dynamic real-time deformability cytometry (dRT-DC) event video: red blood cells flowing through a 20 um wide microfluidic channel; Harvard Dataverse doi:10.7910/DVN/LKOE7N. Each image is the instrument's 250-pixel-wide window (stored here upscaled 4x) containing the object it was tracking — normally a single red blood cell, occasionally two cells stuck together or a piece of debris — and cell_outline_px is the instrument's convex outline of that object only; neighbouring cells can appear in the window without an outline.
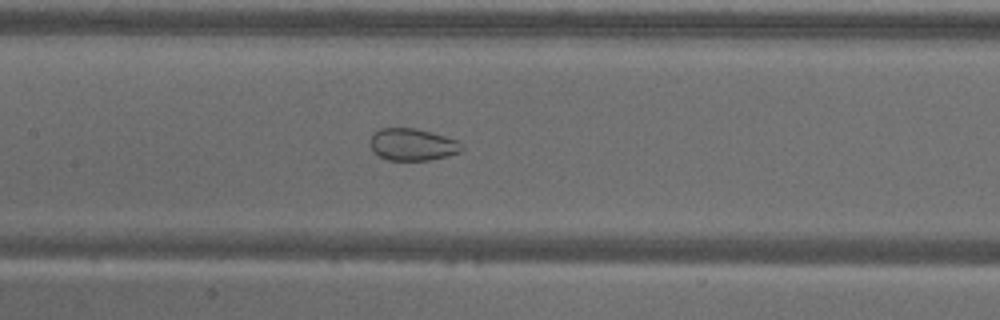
{"species": "common noctule bat (a hibernating species)", "species_latin": "Nyctalus noctula", "temperature_condition": "warm", "stored_images_in_passage": 57, "camera_frame_rate_fps": 3000, "um_per_image_px": 0.085, "animal": {"sex": "male", "body_mass_g": 18.8}, "frame": {"image": 1, "passage_image": 27, "time_ms": 8.667, "image_size_px": [1000, 320], "cell_outline_px": [[464, 148], [460, 152], [448, 156], [428, 160], [388, 160], [372, 152], [368, 144], [372, 136], [380, 128], [416, 128], [432, 132], [456, 140]], "centroid_in_image_um": [35.03, 12.29], "position_along_channel_um": 172.4, "area_um2": 17.17}}
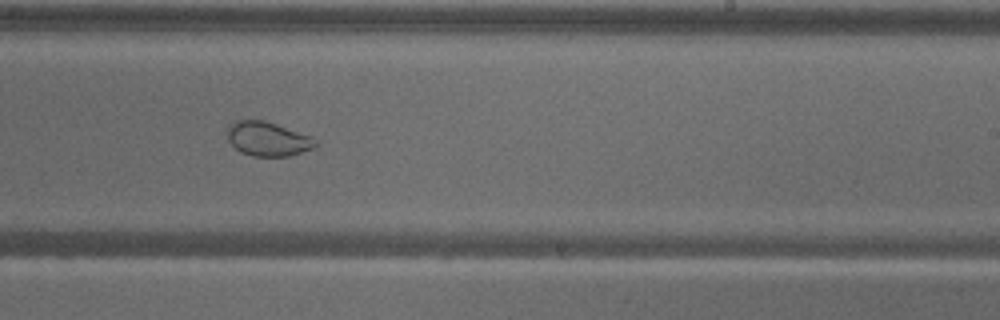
{"frame": {"image": 2, "passage_image": 35, "time_ms": 11.333, "image_size_px": [1000, 320], "cell_outline_px": [[320, 144], [312, 148], [288, 156], [252, 156], [240, 152], [228, 140], [228, 124], [232, 120], [264, 120], [312, 136]], "centroid_in_image_um": [22.75, 11.79], "position_along_channel_um": 266.2, "area_um2": 17.63}}
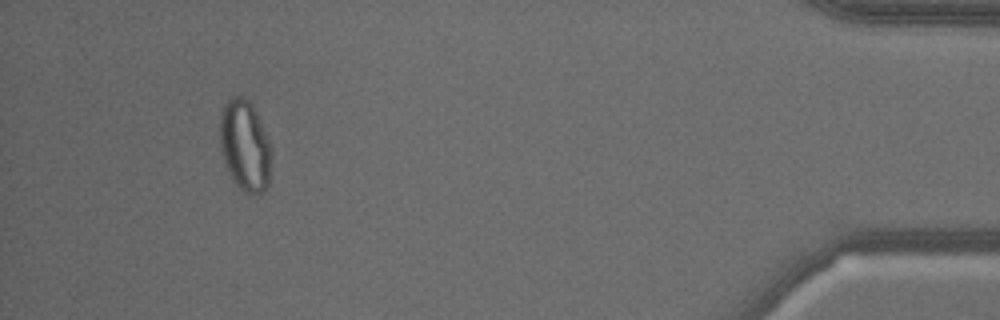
{"frame": {"image": 3, "passage_image": 53, "time_ms": 17.333, "image_size_px": [1000, 320], "cell_outline_px": [[272, 152], [268, 184], [264, 192], [256, 196], [248, 196], [232, 180], [224, 164], [220, 152], [220, 112], [224, 104], [232, 96], [244, 96], [252, 104], [256, 112], [272, 148]], "centroid_in_image_um": [20.81, 12.42], "position_along_channel_um": 414.4, "area_um2": 27.92}}